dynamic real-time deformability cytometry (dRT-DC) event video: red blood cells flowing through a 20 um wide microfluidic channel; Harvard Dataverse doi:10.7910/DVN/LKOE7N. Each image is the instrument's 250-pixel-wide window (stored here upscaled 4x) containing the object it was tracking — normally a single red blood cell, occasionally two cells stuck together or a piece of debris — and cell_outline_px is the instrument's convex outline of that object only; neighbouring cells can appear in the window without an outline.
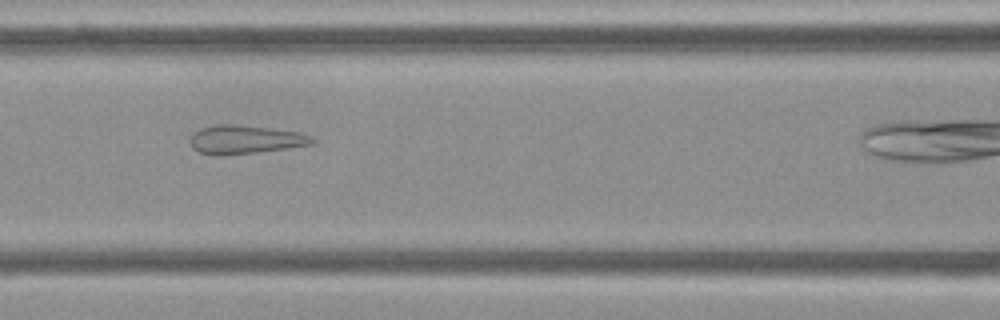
{"species": "Egyptian fruit bat (a non-hibernating species)", "species_latin": "Rousettus aegyptiacus", "temperature_condition": "cold", "stored_images_in_passage": 37, "camera_frame_rate_fps": 3000, "um_per_image_px": 0.085, "frame": {"image": 1, "passage_image": 13, "time_ms": 4.0, "image_size_px": [1000, 320], "cell_outline_px": [[316, 140], [312, 144], [256, 152], [200, 152], [192, 148], [188, 140], [200, 128], [216, 124], [236, 124], [300, 132], [312, 136]], "centroid_in_image_um": [20.88, 11.8], "position_along_channel_um": 145.7, "area_um2": 19.42}}
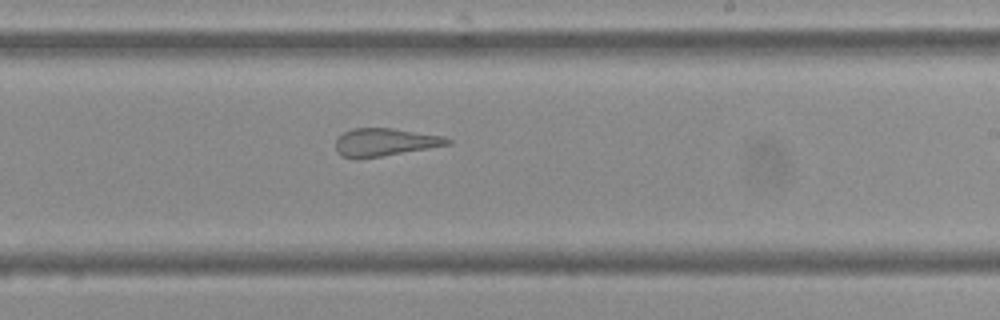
{"frame": {"image": 2, "passage_image": 22, "time_ms": 7.0, "image_size_px": [1000, 320], "cell_outline_px": [[452, 144], [380, 156], [340, 156], [336, 152], [336, 140], [344, 132], [352, 128], [392, 128], [444, 136], [452, 140]], "centroid_in_image_um": [32.75, 12.05], "position_along_channel_um": 256.2, "area_um2": 17.63}}
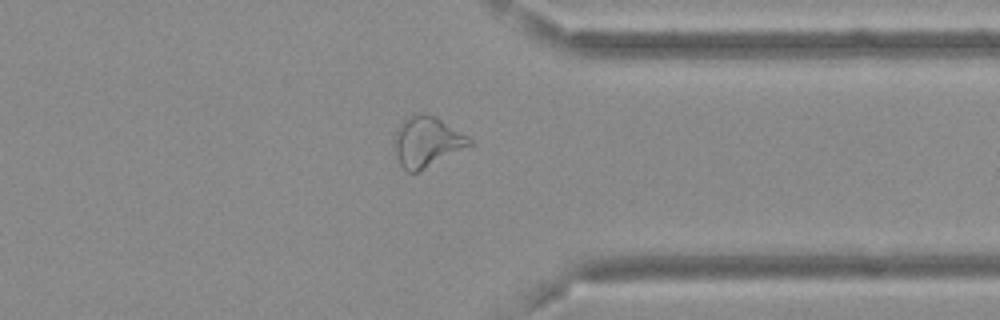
{"frame": {"image": 3, "passage_image": 32, "time_ms": 10.333, "image_size_px": [1000, 320], "cell_outline_px": [[476, 144], [472, 148], [416, 172], [408, 172], [400, 164], [396, 156], [396, 132], [400, 124], [412, 112], [424, 112], [436, 116], [468, 136]], "centroid_in_image_um": [36.38, 12.04], "position_along_channel_um": 375.0, "area_um2": 22.48}, "authors_computed_cell_mechanics": {"area_um2": 20.5768, "velocity_mm_per_s": 3.6885, "shape_relaxation_time_tau1_ms": null, "shape_relaxation_time_tau2_ms": 1.2933, "deformation_change_tau1": null, "deformation_change_tau2": 0.1061}}